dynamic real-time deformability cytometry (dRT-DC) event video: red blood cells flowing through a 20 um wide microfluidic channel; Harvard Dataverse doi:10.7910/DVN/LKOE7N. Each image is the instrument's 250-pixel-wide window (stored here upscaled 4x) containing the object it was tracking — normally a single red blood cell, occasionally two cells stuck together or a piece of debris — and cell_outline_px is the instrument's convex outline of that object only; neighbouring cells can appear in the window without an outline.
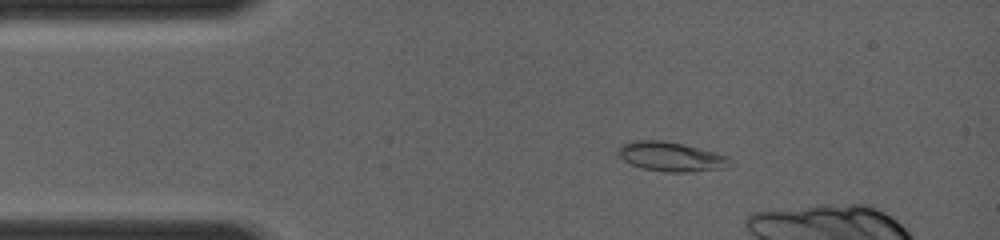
{"species": "common noctule bat (a hibernating species)", "species_latin": "Nyctalus noctula", "temperature_condition": "room temperature", "stored_images_in_passage": 24, "camera_frame_rate_fps": 4000, "um_per_image_px": 0.085, "animal": {"sex": "female", "body_mass_g": 19.0, "forearm_length_mm": 56.7}, "frame": {"image": 1, "passage_image": 3, "time_ms": 1.75, "image_size_px": [1000, 240], "cell_outline_px": [[732, 160], [728, 168], [684, 172], [668, 172], [644, 168], [632, 164], [624, 160], [616, 152], [616, 148], [620, 144], [632, 140], [664, 140], [684, 144], [716, 152], [728, 156]], "centroid_in_image_um": [57.04, 13.29], "position_along_channel_um": 28.0, "area_um2": 19.36}}
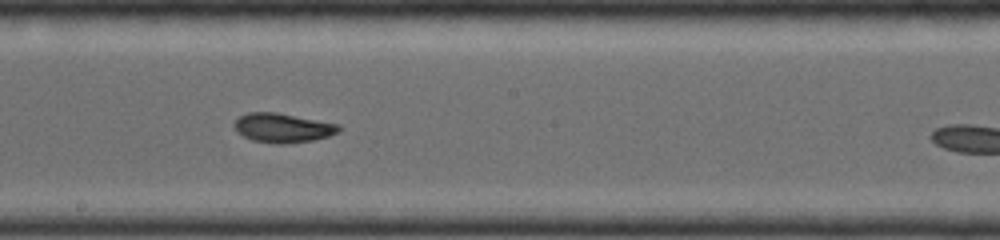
{"frame": {"image": 2, "passage_image": 12, "time_ms": 7.0, "image_size_px": [1000, 240], "cell_outline_px": [[340, 128], [336, 132], [328, 136], [312, 140], [252, 140], [244, 136], [236, 128], [236, 120], [240, 116], [248, 112], [276, 112], [340, 124]], "centroid_in_image_um": [24.06, 10.79], "position_along_channel_um": 224.1, "area_um2": 16.53}}
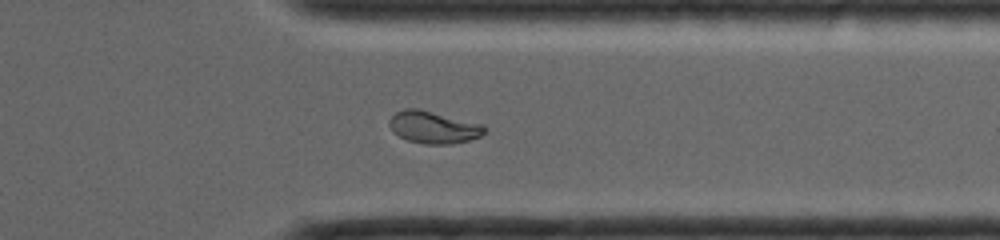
{"frame": {"image": 3, "passage_image": 19, "time_ms": 10.25, "image_size_px": [1000, 240], "cell_outline_px": [[484, 132], [480, 136], [468, 140], [448, 144], [428, 144], [408, 140], [400, 136], [392, 128], [392, 116], [396, 112], [404, 108], [416, 108], [484, 124]], "centroid_in_image_um": [36.89, 10.81], "position_along_channel_um": 374.5, "area_um2": 17.28}}